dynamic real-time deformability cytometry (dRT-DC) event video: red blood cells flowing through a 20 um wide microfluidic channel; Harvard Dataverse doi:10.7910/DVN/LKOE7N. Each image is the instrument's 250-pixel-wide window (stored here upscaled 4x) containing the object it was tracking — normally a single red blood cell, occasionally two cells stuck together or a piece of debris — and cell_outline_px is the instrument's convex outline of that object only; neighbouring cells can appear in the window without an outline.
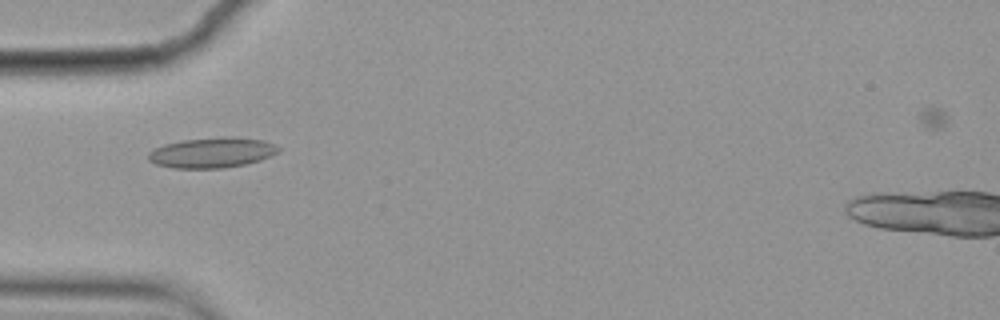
{"species": "common noctule bat (a hibernating species)", "species_latin": "Nyctalus noctula", "temperature_condition": "cold", "stored_images_in_passage": 16, "segment_of_instrument_passage": [1, 2], "camera_frame_rate_fps": 3000, "um_per_image_px": 0.085, "animal": {"sex": "female", "body_mass_g": 19.9}, "frame": {"image": 1, "passage_image": 5, "time_ms": 1.333, "image_size_px": [1000, 320], "cell_outline_px": [[280, 152], [260, 160], [248, 164], [224, 168], [172, 168], [156, 164], [148, 160], [148, 152], [164, 144], [184, 140], [224, 136], [232, 136], [264, 140], [276, 144], [280, 148]], "centroid_in_image_um": [18.06, 12.97], "position_along_channel_um": 66.9, "area_um2": 23.24}}
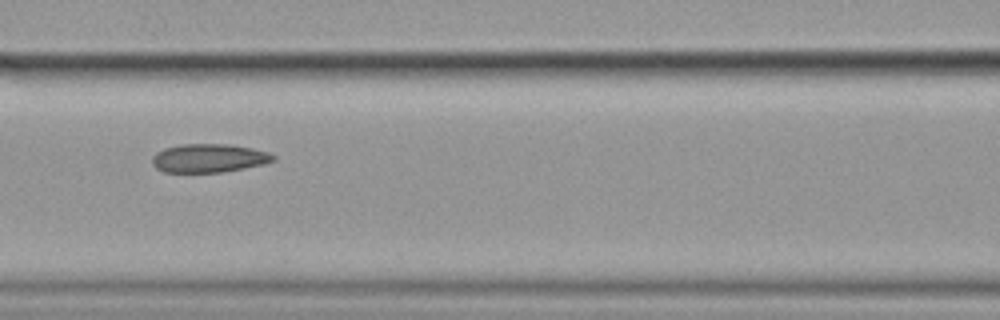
{"frame": {"image": 2, "passage_image": 7, "time_ms": 2.0, "image_size_px": [1000, 320], "cell_outline_px": [[276, 160], [264, 164], [224, 172], [164, 172], [156, 168], [152, 164], [152, 156], [156, 152], [164, 148], [180, 144], [232, 144], [252, 148], [268, 152], [276, 156]], "centroid_in_image_um": [17.76, 13.44], "position_along_channel_um": 148.8, "area_um2": 20.35}}
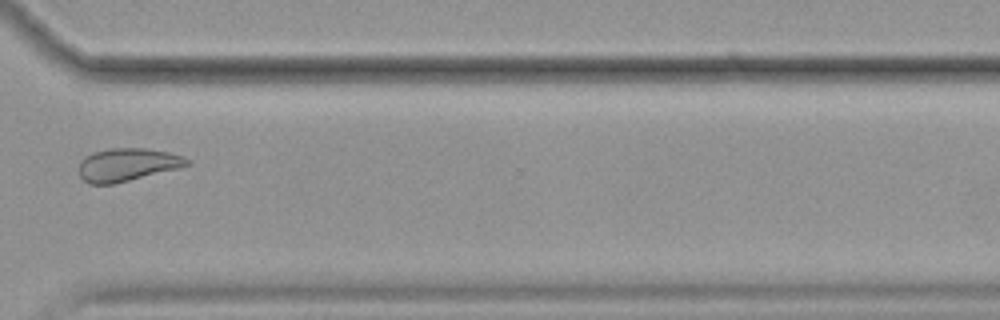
{"frame": {"image": 3, "passage_image": 12, "time_ms": 3.667, "image_size_px": [1000, 320], "cell_outline_px": [[192, 164], [180, 168], [116, 184], [88, 184], [80, 176], [80, 160], [84, 156], [92, 152], [108, 148], [144, 148], [168, 152], [192, 160]], "centroid_in_image_um": [10.83, 14.0], "position_along_channel_um": 359.8, "area_um2": 21.04}}